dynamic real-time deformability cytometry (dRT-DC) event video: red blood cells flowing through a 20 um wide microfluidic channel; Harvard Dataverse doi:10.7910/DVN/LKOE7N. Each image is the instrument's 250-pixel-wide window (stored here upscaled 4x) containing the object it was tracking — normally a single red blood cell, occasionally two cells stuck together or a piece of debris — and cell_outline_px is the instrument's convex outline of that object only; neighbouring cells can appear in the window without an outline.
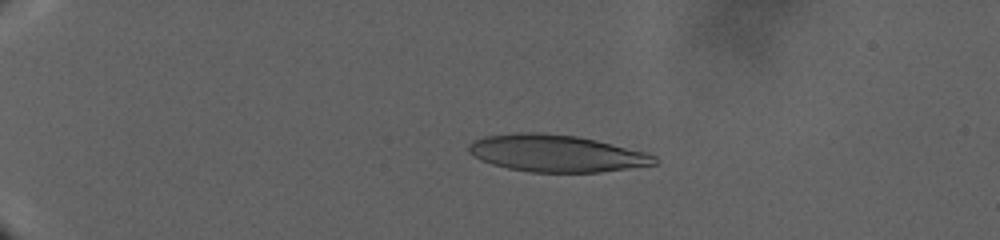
{"species": "human", "species_latin": "Homo sapiens", "temperature_condition": "warm", "stored_images_in_passage": 68, "camera_frame_rate_fps": 3000, "um_per_image_px": 0.085, "donor": {"sex": "male"}, "frame": {"image": 1, "passage_image": 19, "time_ms": 10.0, "image_size_px": [1000, 240], "cell_outline_px": [[660, 160], [656, 164], [600, 172], [528, 172], [508, 168], [492, 164], [480, 160], [472, 156], [468, 152], [468, 144], [484, 136], [516, 132], [540, 132], [576, 136], [644, 152], [656, 156]], "centroid_in_image_um": [47.23, 13.03], "position_along_channel_um": 37.8, "area_um2": 39.94}}
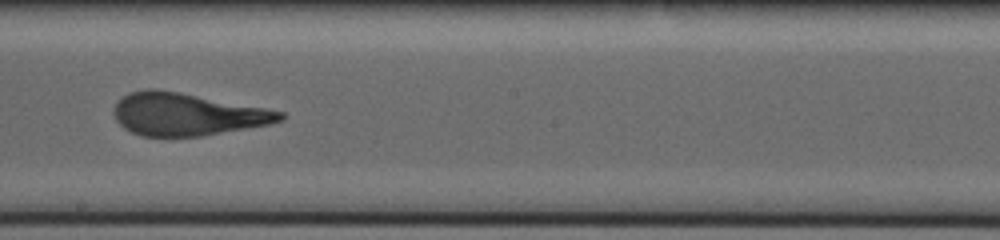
{"frame": {"image": 2, "passage_image": 45, "time_ms": 25.667, "image_size_px": [1000, 240], "cell_outline_px": [[288, 116], [284, 120], [268, 124], [200, 136], [140, 136], [124, 128], [116, 120], [112, 112], [116, 100], [128, 92], [148, 88], [156, 88], [180, 92], [264, 108], [284, 112]], "centroid_in_image_um": [15.83, 9.7], "position_along_channel_um": 232.4, "area_um2": 41.15}}
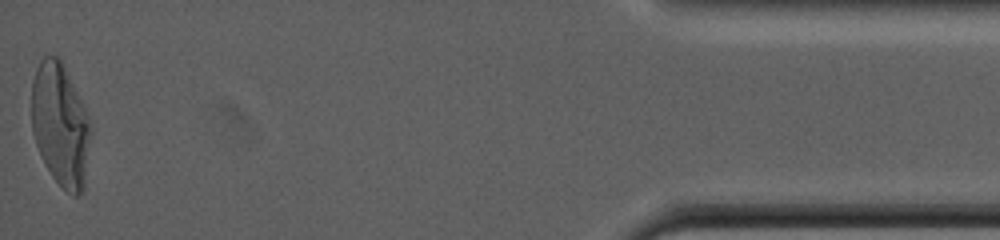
{"frame": {"image": 3, "passage_image": 68, "time_ms": 40.333, "image_size_px": [1000, 240], "cell_outline_px": [[92, 132], [84, 188], [76, 196], [72, 196], [52, 176], [36, 144], [32, 132], [32, 80], [36, 68], [40, 60], [44, 56], [56, 56], [60, 60], [84, 104], [92, 124]], "centroid_in_image_um": [5.16, 10.6], "position_along_channel_um": 430.0, "area_um2": 42.37}}